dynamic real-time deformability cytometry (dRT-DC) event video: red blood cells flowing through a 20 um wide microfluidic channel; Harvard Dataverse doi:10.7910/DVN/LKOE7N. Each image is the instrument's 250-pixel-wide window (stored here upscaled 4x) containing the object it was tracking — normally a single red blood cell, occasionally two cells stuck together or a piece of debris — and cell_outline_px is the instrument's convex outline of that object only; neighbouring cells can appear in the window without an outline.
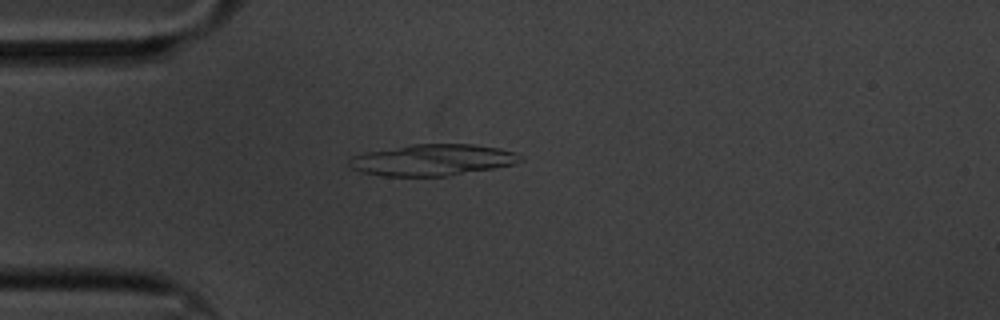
{"species": "common noctule bat (a hibernating species)", "species_latin": "Nyctalus noctula", "temperature_condition": "cold", "stored_images_in_passage": 45, "camera_frame_rate_fps": 3000, "um_per_image_px": 0.085, "animal": {"sex": "male", "body_mass_g": 20.1, "forearm_length_mm": 53.5}, "frame": {"image": 1, "passage_image": 1, "time_ms": 0.0, "image_size_px": [1000, 320], "cell_outline_px": [[524, 160], [516, 164], [444, 176], [384, 176], [364, 172], [352, 168], [348, 164], [348, 160], [352, 156], [368, 152], [412, 144], [472, 144], [500, 148], [516, 152], [524, 156]], "centroid_in_image_um": [36.82, 13.59], "position_along_channel_um": 48.2, "area_um2": 31.15}}
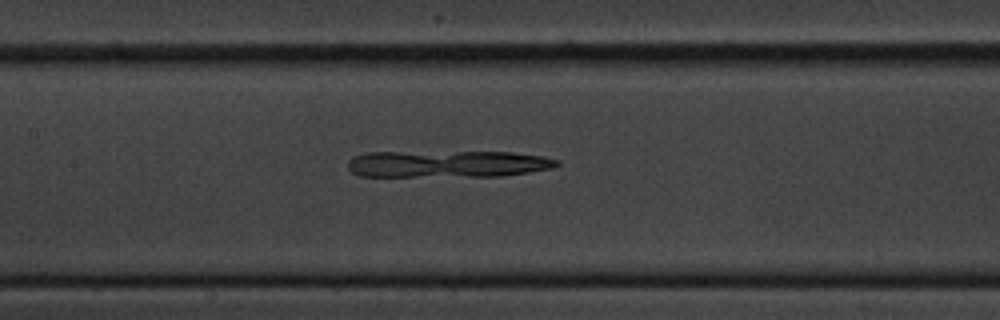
{"frame": {"image": 2, "passage_image": 13, "time_ms": 4.0, "image_size_px": [1000, 320], "cell_outline_px": [[560, 164], [552, 168], [504, 176], [360, 176], [352, 172], [348, 168], [348, 160], [352, 156], [368, 152], [512, 152], [540, 156], [560, 160]], "centroid_in_image_um": [38.03, 13.93], "position_along_channel_um": 169.4, "area_um2": 32.83}}